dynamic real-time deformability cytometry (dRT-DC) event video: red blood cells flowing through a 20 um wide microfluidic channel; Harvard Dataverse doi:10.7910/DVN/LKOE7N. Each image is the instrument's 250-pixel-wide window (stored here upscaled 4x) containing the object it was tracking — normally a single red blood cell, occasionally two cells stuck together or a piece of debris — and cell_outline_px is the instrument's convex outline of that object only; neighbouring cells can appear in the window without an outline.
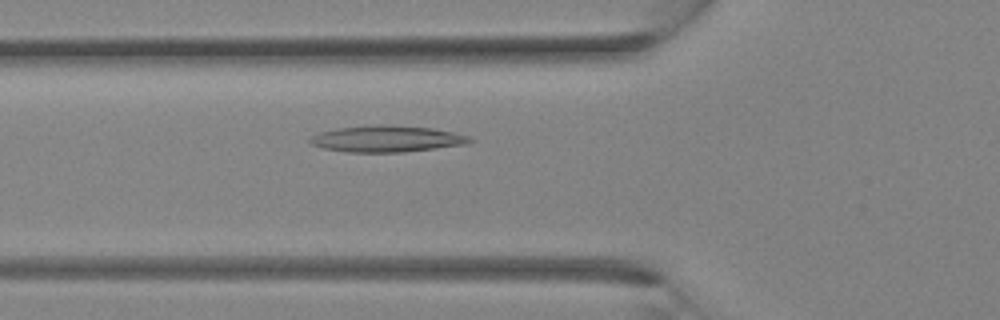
{"species": "Egyptian fruit bat (a non-hibernating species)", "species_latin": "Rousettus aegyptiacus", "temperature_condition": "room temperature", "stored_images_in_passage": 34, "camera_frame_rate_fps": 3000, "um_per_image_px": 0.085, "animal": {"sex": "female"}, "frame": {"image": 1, "passage_image": 12, "time_ms": 3.667, "image_size_px": [1000, 320], "cell_outline_px": [[472, 140], [468, 144], [404, 152], [348, 152], [324, 148], [312, 144], [308, 140], [312, 136], [320, 132], [336, 128], [376, 124], [380, 124], [432, 128], [452, 132], [468, 136]], "centroid_in_image_um": [32.86, 11.8], "position_along_channel_um": 92.9, "area_um2": 24.45}}
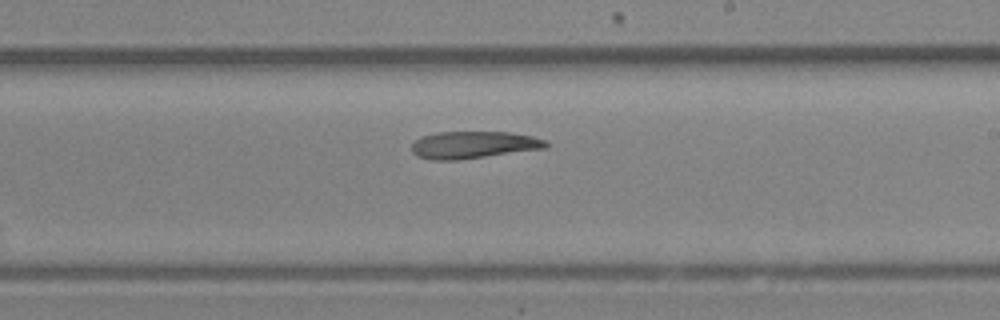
{"frame": {"image": 2, "passage_image": 20, "time_ms": 6.333, "image_size_px": [1000, 320], "cell_outline_px": [[548, 148], [456, 160], [432, 160], [416, 156], [412, 152], [412, 144], [420, 136], [436, 132], [508, 132], [532, 136], [544, 140], [548, 144]], "centroid_in_image_um": [40.22, 12.31], "position_along_channel_um": 248.8, "area_um2": 21.27}}
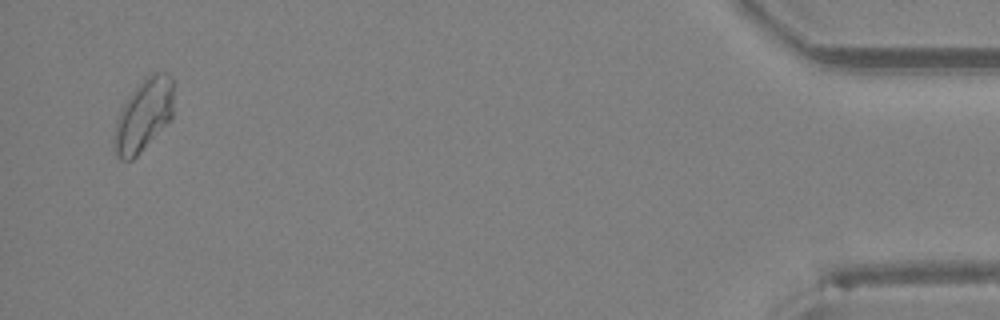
{"frame": {"image": 3, "passage_image": 33, "time_ms": 10.667, "image_size_px": [1000, 320], "cell_outline_px": [[172, 116], [140, 152], [132, 160], [120, 160], [116, 152], [112, 140], [116, 120], [124, 104], [136, 88], [152, 72], [168, 72], [172, 76]], "centroid_in_image_um": [12.19, 9.79], "position_along_channel_um": 423.0, "area_um2": 24.33}}